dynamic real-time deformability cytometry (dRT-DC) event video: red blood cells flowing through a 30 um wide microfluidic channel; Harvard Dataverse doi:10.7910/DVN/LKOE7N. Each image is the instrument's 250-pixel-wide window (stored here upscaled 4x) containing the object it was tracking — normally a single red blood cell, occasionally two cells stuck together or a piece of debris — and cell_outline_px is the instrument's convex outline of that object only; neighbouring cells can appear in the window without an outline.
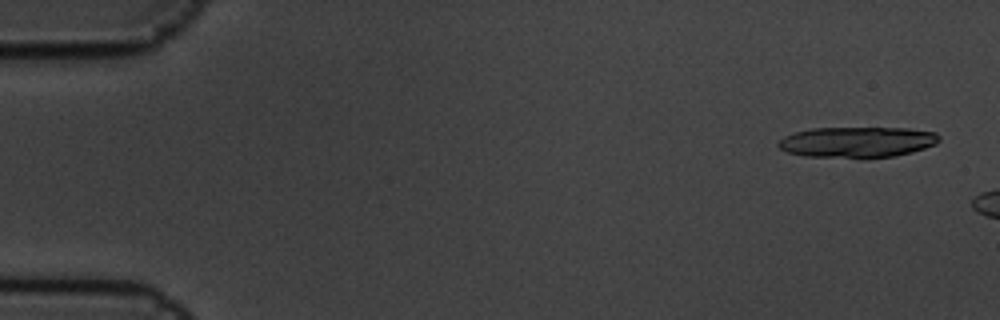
{"species": "common noctule bat (a hibernating species)", "species_latin": "Nyctalus noctula", "temperature_condition": "cold", "stored_images_in_passage": 3, "camera_frame_rate_fps": 3000, "um_per_image_px": 0.085, "animal": {"sex": "male", "body_mass_g": 19.5, "forearm_length_mm": 54.6}, "frame": {"image": 1, "passage_image": 1, "time_ms": 0.0, "image_size_px": [1000, 320], "cell_outline_px": [[940, 140], [936, 144], [912, 152], [896, 156], [804, 156], [788, 152], [780, 148], [776, 144], [784, 136], [796, 132], [812, 128], [908, 128], [936, 132], [940, 136]], "centroid_in_image_um": [72.89, 12.05], "position_along_channel_um": 12.1, "area_um2": 28.26}}